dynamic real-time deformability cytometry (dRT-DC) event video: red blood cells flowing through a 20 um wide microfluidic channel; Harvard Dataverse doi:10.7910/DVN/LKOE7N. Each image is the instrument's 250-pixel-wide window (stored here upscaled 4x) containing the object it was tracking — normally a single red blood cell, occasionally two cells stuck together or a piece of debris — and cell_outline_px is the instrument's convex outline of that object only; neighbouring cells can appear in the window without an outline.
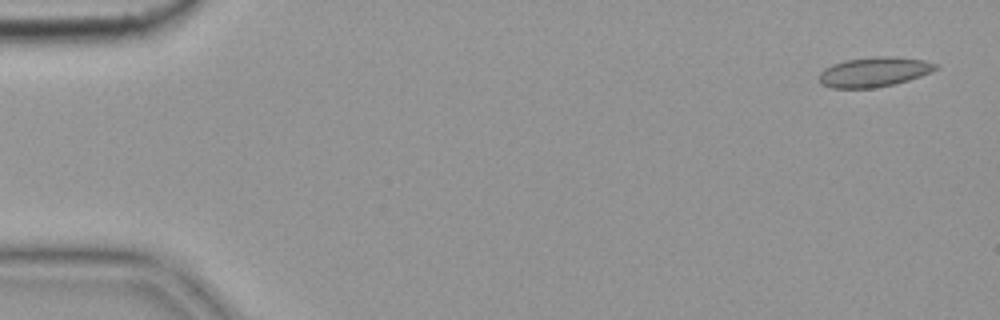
{"species": "common noctule bat (a hibernating species)", "species_latin": "Nyctalus noctula", "temperature_condition": "cold", "stored_images_in_passage": 3, "camera_frame_rate_fps": 3000, "um_per_image_px": 0.085, "animal": {"sex": "female", "body_mass_g": 19.9}, "frame": {"image": 1, "passage_image": 1, "time_ms": 0.0, "image_size_px": [1000, 320], "cell_outline_px": [[940, 68], [920, 76], [908, 80], [892, 84], [872, 88], [832, 88], [820, 84], [820, 72], [824, 68], [832, 64], [844, 60], [876, 56], [892, 56], [924, 60], [940, 64]], "centroid_in_image_um": [74.31, 6.1], "position_along_channel_um": 10.7, "area_um2": 20.29}}